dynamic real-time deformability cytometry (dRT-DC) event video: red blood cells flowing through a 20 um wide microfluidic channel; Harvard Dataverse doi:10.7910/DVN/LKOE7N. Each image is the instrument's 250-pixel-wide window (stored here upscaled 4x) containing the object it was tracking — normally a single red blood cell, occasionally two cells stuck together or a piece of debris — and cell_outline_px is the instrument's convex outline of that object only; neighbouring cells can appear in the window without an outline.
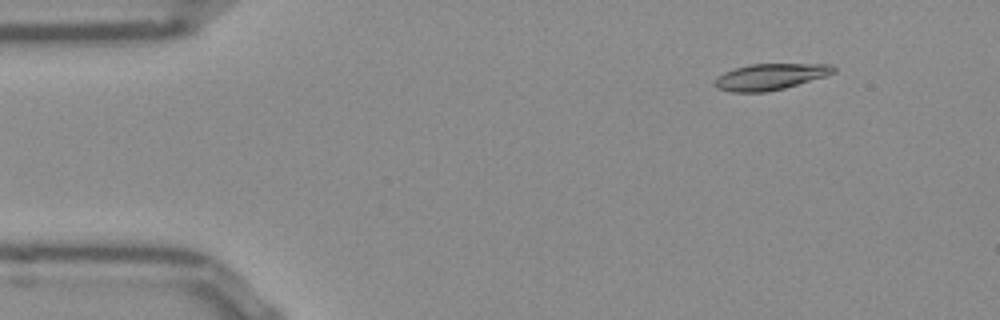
{"species": "Egyptian fruit bat (a non-hibernating species)", "species_latin": "Rousettus aegyptiacus", "temperature_condition": "room temperature", "stored_images_in_passage": 52, "camera_frame_rate_fps": 3000, "um_per_image_px": 0.085, "frame": {"image": 1, "passage_image": 6, "time_ms": 1.667, "image_size_px": [1000, 320], "cell_outline_px": [[836, 72], [824, 76], [784, 88], [764, 92], [732, 92], [716, 88], [712, 84], [724, 72], [748, 64], [832, 64], [836, 68]], "centroid_in_image_um": [65.46, 6.52], "position_along_channel_um": 19.5, "area_um2": 17.98}}
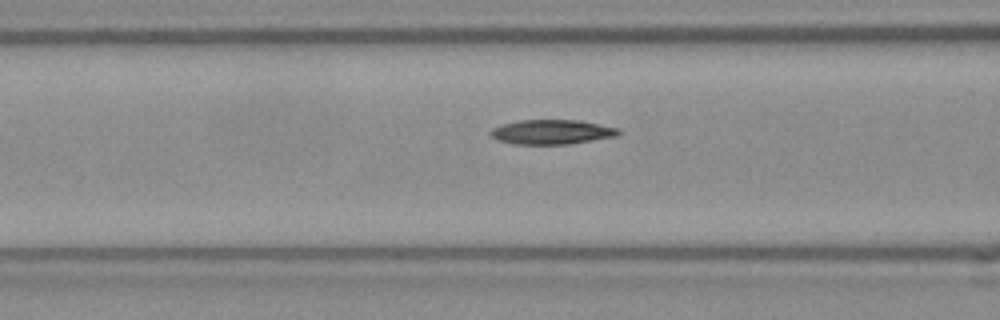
{"frame": {"image": 2, "passage_image": 20, "time_ms": 6.333, "image_size_px": [1000, 320], "cell_outline_px": [[620, 132], [616, 136], [568, 144], [512, 144], [496, 140], [488, 132], [492, 128], [504, 124], [520, 120], [580, 120], [620, 128]], "centroid_in_image_um": [46.89, 11.21], "position_along_channel_um": 119.7, "area_um2": 18.32}}
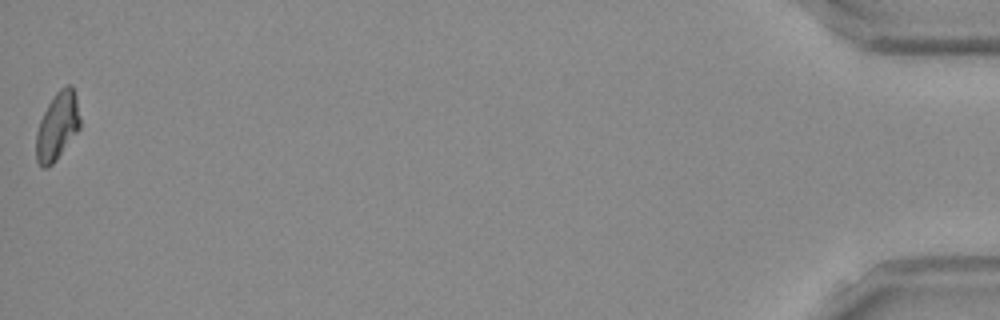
{"frame": {"image": 3, "passage_image": 52, "time_ms": 17.0, "image_size_px": [1000, 320], "cell_outline_px": [[80, 128], [56, 160], [48, 168], [40, 168], [36, 160], [36, 132], [40, 120], [48, 104], [56, 92], [60, 88], [68, 84], [72, 84], [76, 96], [80, 116]], "centroid_in_image_um": [4.87, 10.73], "position_along_channel_um": 430.3, "area_um2": 17.46}, "authors_computed_cell_mechanics": {"area_um2": 17.9469, "velocity_mm_per_s": 3.8784, "shape_relaxation_time_tau1_ms": 5.9526, "shape_relaxation_time_tau2_ms": null, "deformation_change_tau1": 0.1656, "deformation_change_tau2": null}}